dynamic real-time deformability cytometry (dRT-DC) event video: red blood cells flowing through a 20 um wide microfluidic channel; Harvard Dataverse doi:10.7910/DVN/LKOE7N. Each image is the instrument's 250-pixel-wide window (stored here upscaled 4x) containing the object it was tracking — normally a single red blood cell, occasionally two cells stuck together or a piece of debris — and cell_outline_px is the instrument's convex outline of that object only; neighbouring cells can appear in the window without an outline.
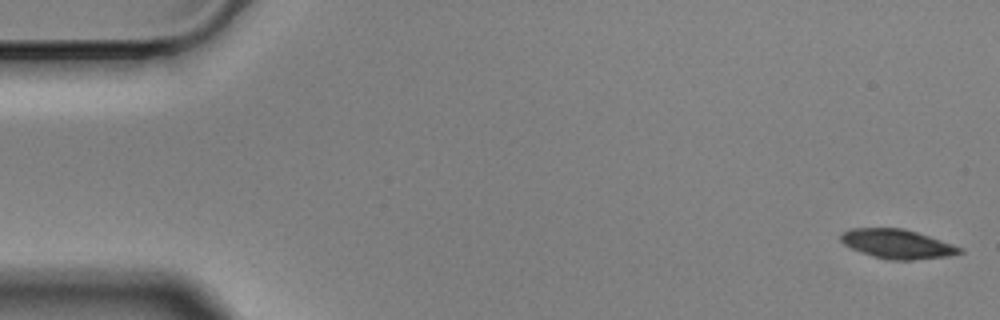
{"species": "Egyptian fruit bat (a non-hibernating species)", "species_latin": "Rousettus aegyptiacus", "temperature_condition": "cold", "stored_images_in_passage": 57, "camera_frame_rate_fps": 3000, "um_per_image_px": 0.085, "animal": {"sex": "male"}, "frame": {"image": 1, "passage_image": 1, "time_ms": 0.0, "image_size_px": [1000, 320], "cell_outline_px": [[964, 252], [948, 256], [912, 260], [896, 260], [872, 256], [860, 252], [844, 244], [840, 240], [840, 236], [844, 232], [852, 228], [904, 228], [964, 248]], "centroid_in_image_um": [76.28, 20.74], "position_along_channel_um": 8.7, "area_um2": 20.06}}
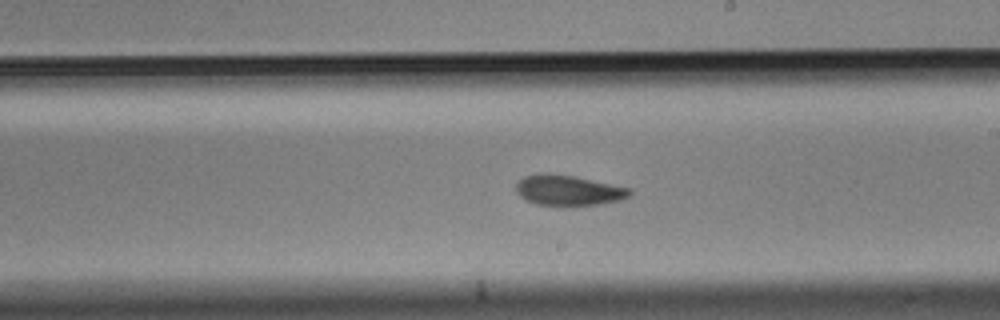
{"frame": {"image": 2, "passage_image": 32, "time_ms": 10.333, "image_size_px": [1000, 320], "cell_outline_px": [[632, 192], [628, 196], [620, 200], [600, 204], [536, 204], [524, 200], [516, 192], [516, 184], [524, 176], [540, 172], [548, 172], [572, 176], [632, 188]], "centroid_in_image_um": [48.28, 16.15], "position_along_channel_um": 240.7, "area_um2": 19.88}}
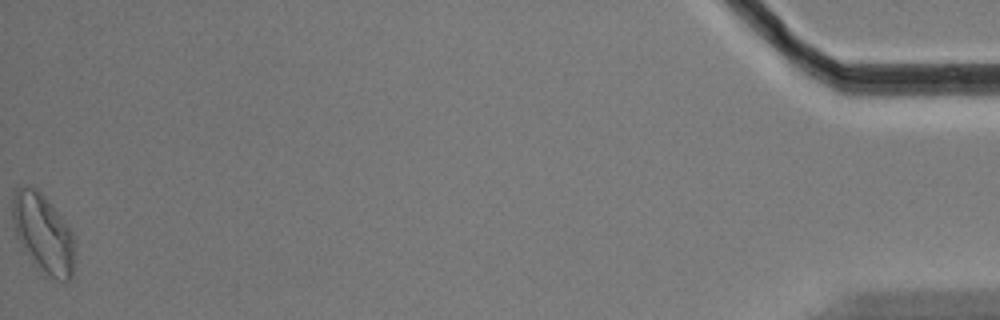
{"frame": {"image": 3, "passage_image": 57, "time_ms": 18.667, "image_size_px": [1000, 320], "cell_outline_px": [[72, 276], [68, 280], [48, 280], [44, 276], [24, 248], [16, 236], [12, 220], [12, 192], [20, 184], [36, 188], [44, 196], [72, 232]], "centroid_in_image_um": [3.61, 19.82], "position_along_channel_um": 431.6, "area_um2": 28.21}, "authors_computed_cell_mechanics": {"area_um2": 20.519, "velocity_mm_per_s": 3.4888, "shape_relaxation_time_tau1_ms": 8.3241, "shape_relaxation_time_tau2_ms": 4.607, "deformation_change_tau1": 0.1474, "deformation_change_tau2": 0.0917}}